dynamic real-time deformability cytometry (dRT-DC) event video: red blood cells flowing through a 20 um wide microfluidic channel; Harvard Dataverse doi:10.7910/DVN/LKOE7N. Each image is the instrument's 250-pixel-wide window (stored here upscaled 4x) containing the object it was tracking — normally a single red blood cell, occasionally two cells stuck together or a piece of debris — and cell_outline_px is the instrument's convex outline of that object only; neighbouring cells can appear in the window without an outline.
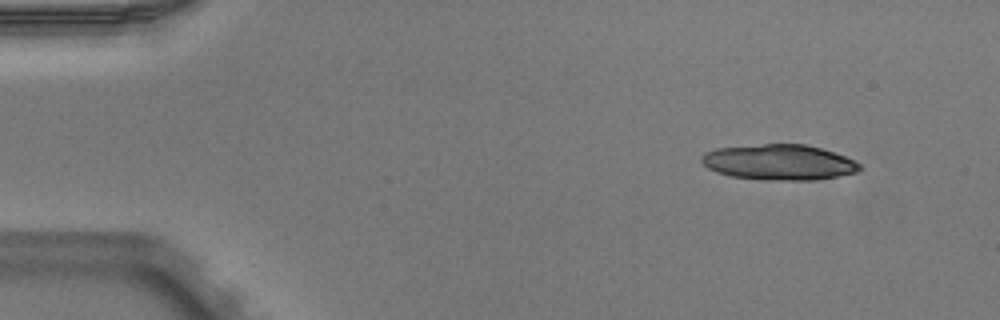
{"species": "Egyptian fruit bat (a non-hibernating species)", "species_latin": "Rousettus aegyptiacus", "temperature_condition": "warm", "stored_images_in_passage": 5, "camera_frame_rate_fps": 3000, "um_per_image_px": 0.085, "animal": {"sex": "male"}, "frame": {"image": 1, "passage_image": 1, "time_ms": 0.0, "image_size_px": [1000, 320], "cell_outline_px": [[864, 168], [856, 172], [816, 180], [760, 180], [732, 176], [716, 172], [708, 168], [700, 160], [700, 156], [704, 152], [716, 148], [764, 144], [804, 144], [820, 148], [844, 156], [860, 164]], "centroid_in_image_um": [66.18, 13.8], "position_along_channel_um": 18.8, "area_um2": 32.71}}